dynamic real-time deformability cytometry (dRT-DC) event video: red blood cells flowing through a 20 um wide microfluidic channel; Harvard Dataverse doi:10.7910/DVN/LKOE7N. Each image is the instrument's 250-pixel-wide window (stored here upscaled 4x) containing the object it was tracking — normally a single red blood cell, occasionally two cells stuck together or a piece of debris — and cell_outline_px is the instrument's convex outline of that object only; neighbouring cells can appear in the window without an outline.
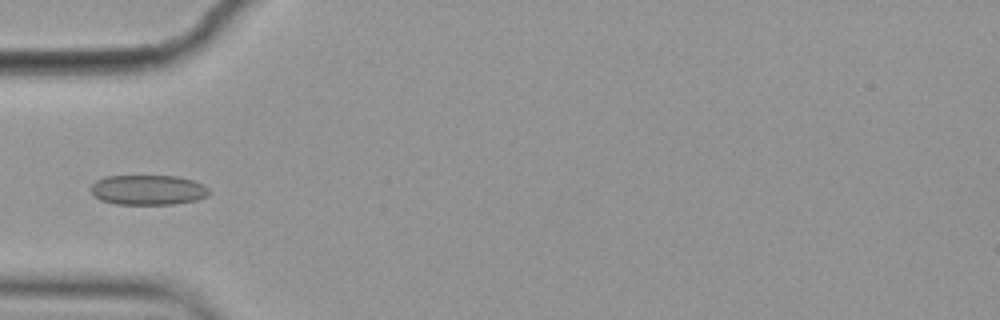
{"species": "common noctule bat (a hibernating species)", "species_latin": "Nyctalus noctula", "temperature_condition": "cold", "stored_images_in_passage": 4, "camera_frame_rate_fps": 3000, "um_per_image_px": 0.085, "animal": {"sex": "female", "body_mass_g": 19.9}, "frame": {"image": 1, "passage_image": 4, "time_ms": 1.0, "image_size_px": [1000, 320], "cell_outline_px": [[208, 196], [196, 200], [176, 204], [116, 204], [100, 200], [92, 192], [92, 184], [96, 180], [104, 176], [176, 176], [192, 180], [208, 188]], "centroid_in_image_um": [12.57, 16.14], "position_along_channel_um": 72.4, "area_um2": 20.52}}